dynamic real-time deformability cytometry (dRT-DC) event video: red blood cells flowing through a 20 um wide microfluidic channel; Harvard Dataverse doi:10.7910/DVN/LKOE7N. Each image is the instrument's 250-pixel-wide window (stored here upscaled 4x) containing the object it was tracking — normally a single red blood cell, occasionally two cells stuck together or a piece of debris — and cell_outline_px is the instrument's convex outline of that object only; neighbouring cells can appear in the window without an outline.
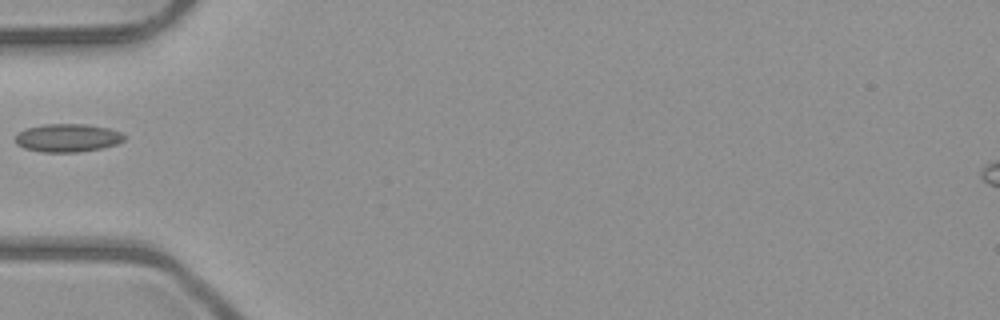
{"species": "common noctule bat (a hibernating species)", "species_latin": "Nyctalus noctula", "temperature_condition": "room temperature", "stored_images_in_passage": 1, "camera_frame_rate_fps": 3000, "um_per_image_px": 0.085, "animal": {"sex": "male", "body_mass_g": 23.1, "forearm_length_mm": 52.7}, "frame": {"image": 1, "passage_image": 1, "time_ms": 0.0, "image_size_px": [1000, 320], "cell_outline_px": [[124, 140], [116, 144], [100, 148], [76, 152], [44, 152], [24, 148], [16, 144], [16, 132], [28, 128], [44, 124], [88, 124], [108, 128], [120, 132], [124, 136]], "centroid_in_image_um": [5.72, 11.71], "position_along_channel_um": 79.3, "area_um2": 17.74}}